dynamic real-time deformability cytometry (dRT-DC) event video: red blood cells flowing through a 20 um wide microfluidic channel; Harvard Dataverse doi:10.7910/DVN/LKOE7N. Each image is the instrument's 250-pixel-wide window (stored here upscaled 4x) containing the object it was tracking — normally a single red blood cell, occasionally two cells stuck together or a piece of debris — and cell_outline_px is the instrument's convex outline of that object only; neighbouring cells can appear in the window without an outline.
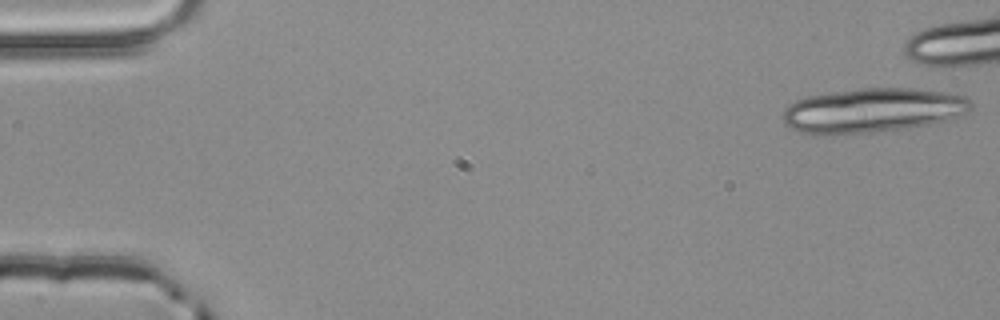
{"species": "common noctule bat (a hibernating species)", "species_latin": "Nyctalus noctula", "temperature_condition": "room temperature", "stored_images_in_passage": 5, "segment_of_instrument_passage": [2, 2], "camera_frame_rate_fps": 3000, "um_per_image_px": 0.085, "animal": {"sex": "male", "body_mass_g": 20.4}, "frame": {"image": 1, "passage_image": 5, "time_ms": 1.333, "image_size_px": [1000, 320], "cell_outline_px": [[972, 108], [968, 112], [960, 116], [928, 124], [908, 128], [872, 132], [824, 136], [800, 132], [784, 124], [784, 108], [788, 104], [796, 100], [808, 96], [832, 92], [860, 88], [916, 88], [948, 92], [964, 96], [972, 104]], "centroid_in_image_um": [74.16, 9.38], "position_along_channel_um": 10.8, "area_um2": 49.01}}